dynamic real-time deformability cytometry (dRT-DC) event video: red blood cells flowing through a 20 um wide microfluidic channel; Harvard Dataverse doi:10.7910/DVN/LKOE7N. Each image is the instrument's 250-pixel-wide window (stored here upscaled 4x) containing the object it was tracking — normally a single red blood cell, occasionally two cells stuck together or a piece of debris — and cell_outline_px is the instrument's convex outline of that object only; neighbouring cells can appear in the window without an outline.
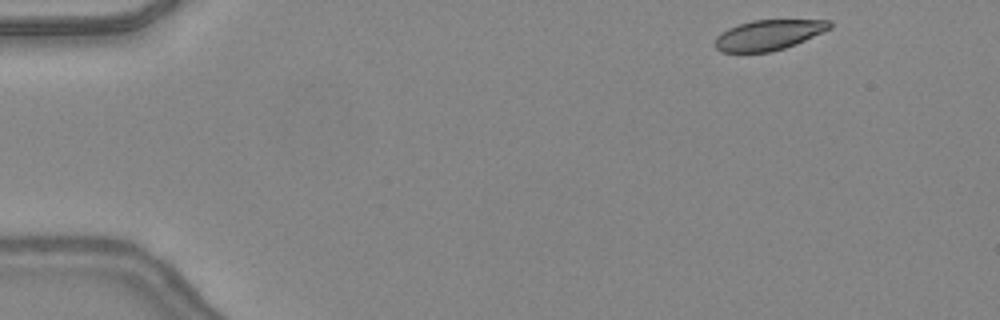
{"species": "common noctule bat (a hibernating species)", "species_latin": "Nyctalus noctula", "temperature_condition": "warm", "stored_images_in_passage": 43, "camera_frame_rate_fps": 3000, "um_per_image_px": 0.085, "animal": {"sex": "female", "body_mass_g": 24.6, "forearm_length_mm": 56.2}, "frame": {"image": 1, "passage_image": 1, "time_ms": 0.0, "image_size_px": [1000, 320], "cell_outline_px": [[832, 28], [796, 44], [772, 52], [720, 52], [716, 48], [716, 36], [720, 32], [728, 28], [752, 20], [832, 20]], "centroid_in_image_um": [65.34, 2.97], "position_along_channel_um": 19.7, "area_um2": 20.23}}
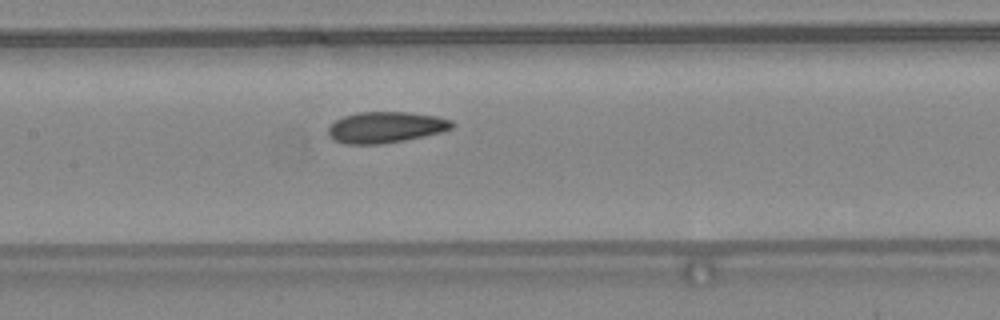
{"frame": {"image": 2, "passage_image": 19, "time_ms": 6.0, "image_size_px": [1000, 320], "cell_outline_px": [[456, 124], [452, 128], [440, 132], [424, 136], [404, 140], [380, 144], [344, 144], [332, 140], [328, 136], [328, 128], [336, 120], [344, 116], [356, 112], [408, 112], [436, 116], [452, 120]], "centroid_in_image_um": [32.77, 10.82], "position_along_channel_um": 174.6, "area_um2": 22.54}}
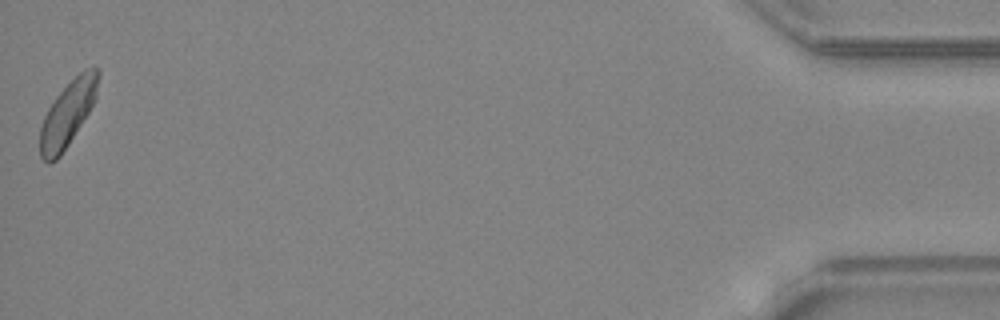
{"frame": {"image": 3, "passage_image": 43, "time_ms": 14.0, "image_size_px": [1000, 320], "cell_outline_px": [[100, 72], [96, 96], [88, 112], [68, 144], [60, 156], [52, 164], [48, 164], [40, 156], [40, 128], [44, 116], [48, 108], [56, 96], [84, 68], [96, 68]], "centroid_in_image_um": [5.73, 9.68], "position_along_channel_um": 429.5, "area_um2": 21.68}, "authors_computed_cell_mechanics": {"area_um2": 22.1374, "velocity_mm_per_s": 4.3637, "shape_relaxation_time_tau1_ms": 3.2797, "shape_relaxation_time_tau2_ms": 3.2963, "deformation_change_tau1": 0.0947, "deformation_change_tau2": 0.0743}}